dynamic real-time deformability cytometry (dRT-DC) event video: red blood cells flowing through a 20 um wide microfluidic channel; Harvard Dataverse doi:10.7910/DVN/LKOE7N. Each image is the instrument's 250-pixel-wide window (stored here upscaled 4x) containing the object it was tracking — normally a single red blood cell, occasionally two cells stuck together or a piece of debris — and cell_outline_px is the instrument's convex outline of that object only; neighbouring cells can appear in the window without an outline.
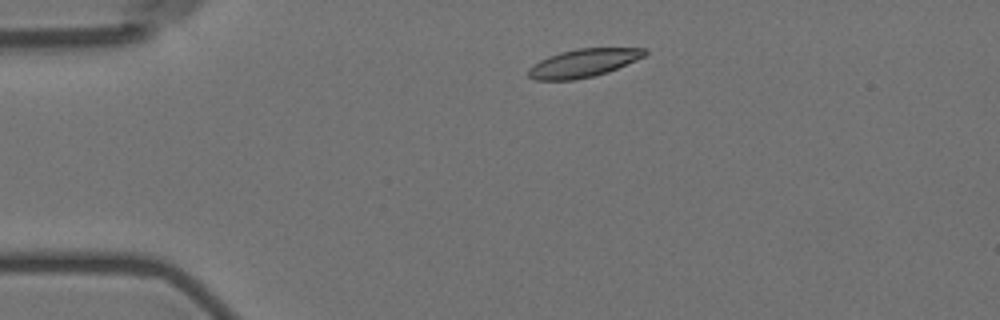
{"species": "Egyptian fruit bat (a non-hibernating species)", "species_latin": "Rousettus aegyptiacus", "temperature_condition": "room temperature", "stored_images_in_passage": 13, "camera_frame_rate_fps": 3000, "um_per_image_px": 0.085, "animal": {"sex": "female"}, "frame": {"image": 1, "passage_image": 1, "time_ms": 0.0, "image_size_px": [1000, 320], "cell_outline_px": [[648, 52], [644, 56], [636, 60], [608, 72], [576, 80], [536, 80], [528, 76], [528, 68], [540, 60], [548, 56], [560, 52], [576, 48], [648, 48]], "centroid_in_image_um": [49.58, 5.35], "position_along_channel_um": 35.4, "area_um2": 19.13}}
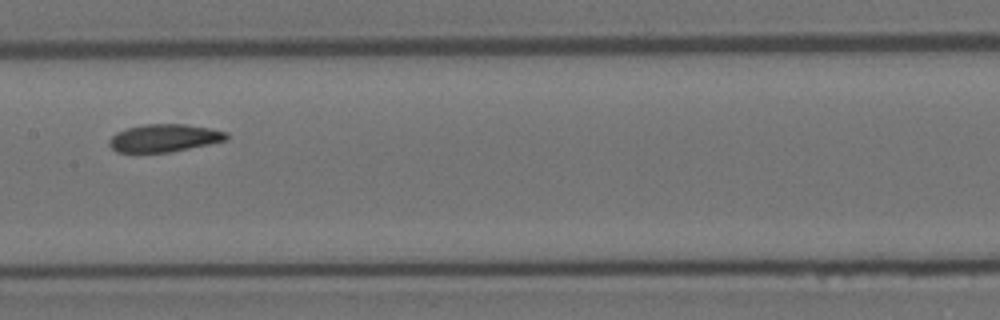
{"frame": {"image": 2, "passage_image": 6, "time_ms": 5.667, "image_size_px": [1000, 320], "cell_outline_px": [[228, 140], [168, 152], [116, 152], [108, 144], [108, 140], [116, 132], [128, 128], [144, 124], [184, 124], [208, 128], [228, 132]], "centroid_in_image_um": [13.94, 11.73], "position_along_channel_um": 193.5, "area_um2": 18.79}}
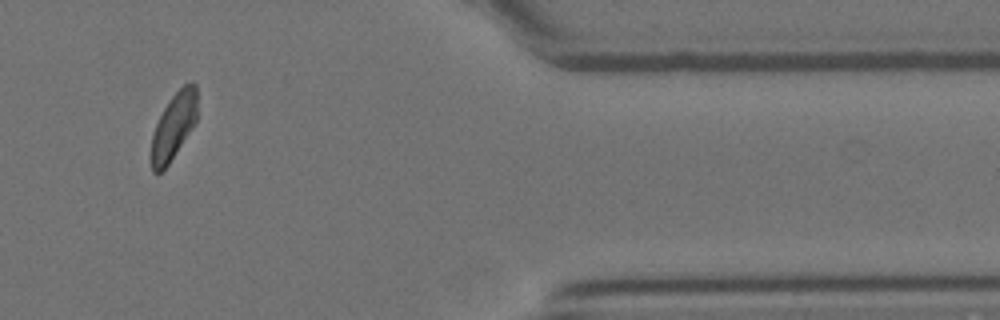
{"frame": {"image": 3, "passage_image": 11, "time_ms": 12.333, "image_size_px": [1000, 320], "cell_outline_px": [[196, 120], [192, 128], [168, 164], [156, 176], [152, 172], [148, 156], [152, 136], [156, 124], [164, 108], [172, 96], [184, 84], [196, 84]], "centroid_in_image_um": [14.69, 10.82], "position_along_channel_um": 396.7, "area_um2": 17.74}, "authors_computed_cell_mechanics": {"area_um2": 18.9006, "velocity_mm_per_s": 3.5278, "shape_relaxation_time_tau1_ms": 3.5021, "shape_relaxation_time_tau2_ms": 4.5509, "deformation_change_tau1": 0.0967, "deformation_change_tau2": 0.1018}}